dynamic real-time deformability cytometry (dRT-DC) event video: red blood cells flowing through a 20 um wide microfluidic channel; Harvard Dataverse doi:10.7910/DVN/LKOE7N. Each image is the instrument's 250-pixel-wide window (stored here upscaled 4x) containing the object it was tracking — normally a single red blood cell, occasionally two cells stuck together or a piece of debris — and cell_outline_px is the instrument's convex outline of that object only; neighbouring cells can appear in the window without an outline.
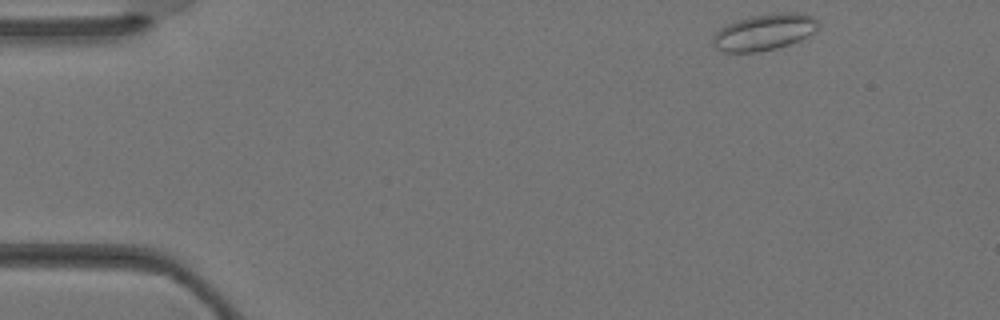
{"species": "Egyptian fruit bat (a non-hibernating species)", "species_latin": "Rousettus aegyptiacus", "temperature_condition": "warm", "stored_images_in_passage": 33, "camera_frame_rate_fps": 3000, "um_per_image_px": 0.085, "animal": {"sex": "female"}, "frame": {"image": 1, "passage_image": 1, "time_ms": 0.0, "image_size_px": [1000, 320], "cell_outline_px": [[820, 28], [816, 32], [800, 40], [776, 48], [756, 52], [724, 52], [716, 48], [712, 44], [712, 40], [716, 32], [720, 28], [728, 24], [752, 16], [776, 12], [792, 12], [812, 16], [820, 24]], "centroid_in_image_um": [64.99, 2.73], "position_along_channel_um": 20.0, "area_um2": 22.25}}
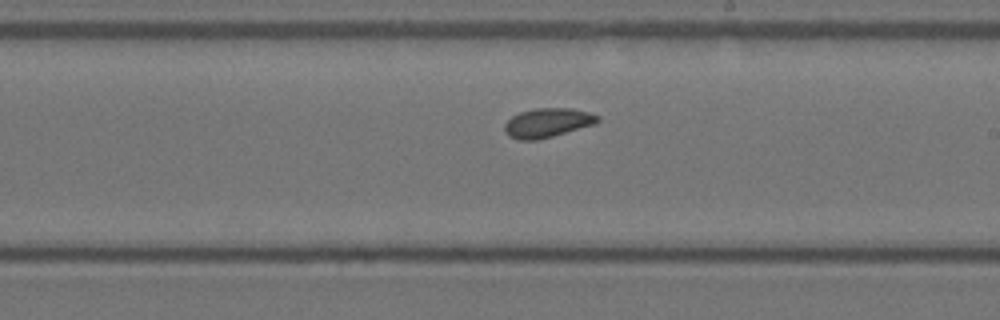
{"frame": {"image": 2, "passage_image": 18, "time_ms": 5.667, "image_size_px": [1000, 320], "cell_outline_px": [[600, 120], [596, 124], [552, 136], [536, 140], [520, 140], [508, 136], [504, 132], [504, 124], [512, 116], [520, 112], [536, 108], [572, 108], [588, 112], [600, 116]], "centroid_in_image_um": [46.54, 10.43], "position_along_channel_um": 242.5, "area_um2": 15.9}}
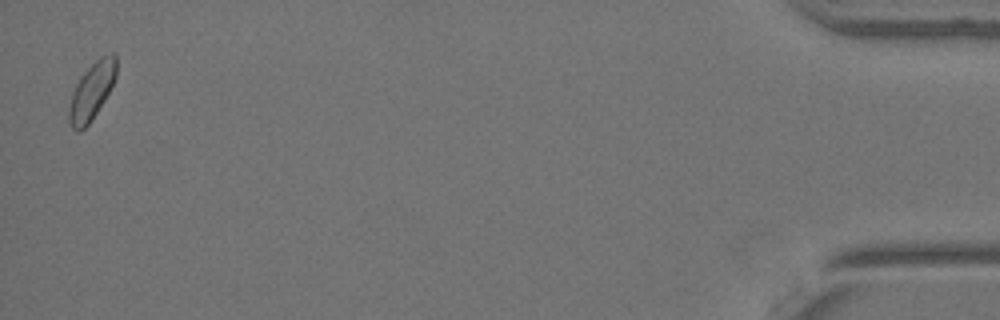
{"frame": {"image": 3, "passage_image": 33, "time_ms": 10.667, "image_size_px": [1000, 320], "cell_outline_px": [[116, 76], [104, 100], [88, 124], [80, 132], [76, 132], [72, 128], [68, 120], [68, 108], [72, 92], [76, 84], [84, 72], [100, 56], [112, 52], [116, 52]], "centroid_in_image_um": [7.78, 7.74], "position_along_channel_um": 427.4, "area_um2": 15.61}}